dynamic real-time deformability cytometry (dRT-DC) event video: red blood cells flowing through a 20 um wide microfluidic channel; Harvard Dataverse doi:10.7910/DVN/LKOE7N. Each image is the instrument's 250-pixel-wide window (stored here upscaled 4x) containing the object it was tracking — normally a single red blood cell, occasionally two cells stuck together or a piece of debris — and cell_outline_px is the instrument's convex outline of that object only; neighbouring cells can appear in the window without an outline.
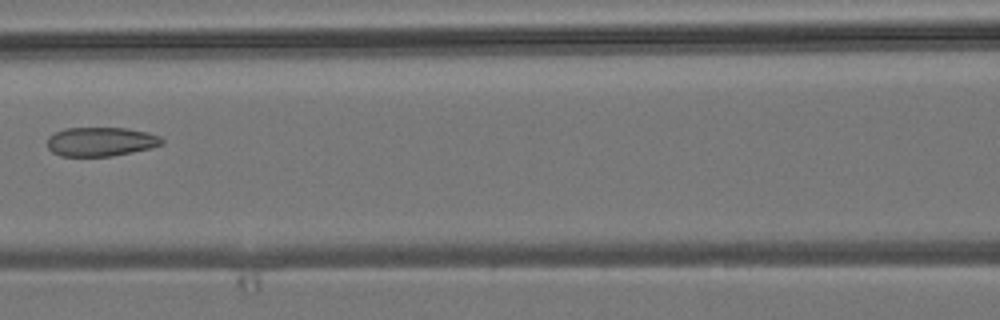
{"species": "common noctule bat (a hibernating species)", "species_latin": "Nyctalus noctula", "temperature_condition": "room temperature", "stored_images_in_passage": 7, "camera_frame_rate_fps": 3000, "um_per_image_px": 0.085, "animal": {"sex": "male", "body_mass_g": 19.2, "forearm_length_mm": 51.8}, "frame": {"image": 1, "passage_image": 6, "time_ms": 6.667, "image_size_px": [1000, 320], "cell_outline_px": [[164, 144], [132, 152], [112, 156], [60, 156], [52, 152], [48, 148], [48, 136], [64, 128], [128, 128], [148, 132], [160, 136], [164, 140]], "centroid_in_image_um": [8.57, 12.04], "position_along_channel_um": 158.0, "area_um2": 19.48}}
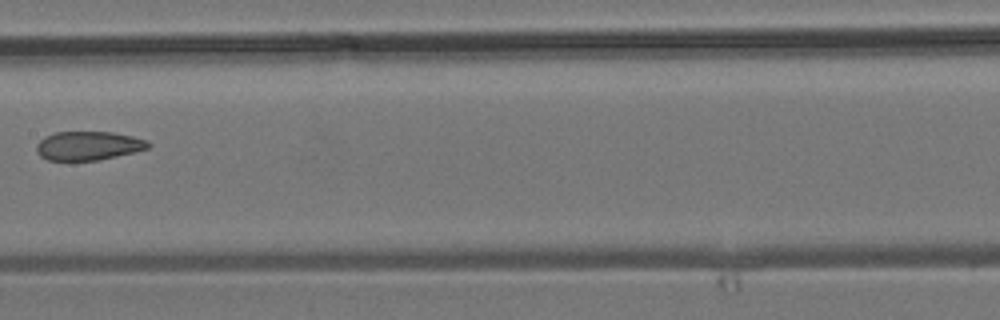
{"frame": {"image": 2, "passage_image": 7, "time_ms": 7.667, "image_size_px": [1000, 320], "cell_outline_px": [[152, 144], [148, 148], [100, 160], [48, 160], [40, 156], [36, 152], [36, 144], [44, 136], [56, 132], [112, 132], [132, 136], [148, 140]], "centroid_in_image_um": [7.49, 12.38], "position_along_channel_um": 199.9, "area_um2": 18.79}}